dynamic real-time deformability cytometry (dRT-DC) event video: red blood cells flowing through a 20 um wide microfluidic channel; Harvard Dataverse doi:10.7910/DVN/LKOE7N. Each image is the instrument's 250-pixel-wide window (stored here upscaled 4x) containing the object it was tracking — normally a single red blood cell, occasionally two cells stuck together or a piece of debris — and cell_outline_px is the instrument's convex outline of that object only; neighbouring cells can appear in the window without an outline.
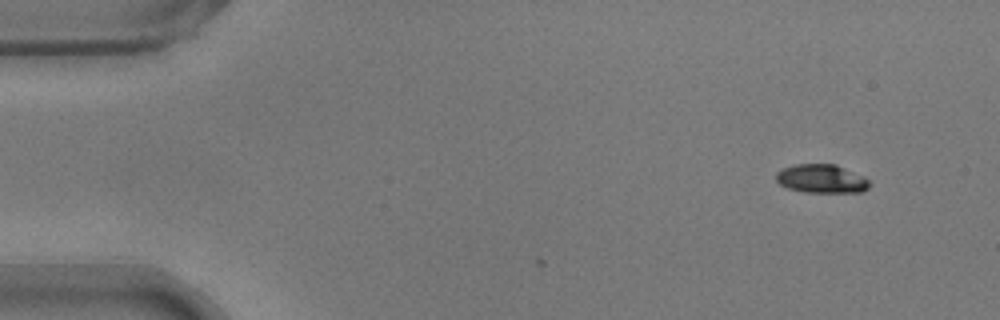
{"species": "common noctule bat (a hibernating species)", "species_latin": "Nyctalus noctula", "temperature_condition": "warm", "stored_images_in_passage": 2, "camera_frame_rate_fps": 3000, "um_per_image_px": 0.085, "animal": {"sex": "male", "body_mass_g": 17.9}, "frame": {"image": 1, "passage_image": 2, "time_ms": 0.333, "image_size_px": [1000, 320], "cell_outline_px": [[872, 184], [868, 188], [860, 192], [804, 192], [788, 188], [780, 184], [776, 180], [776, 172], [784, 168], [796, 164], [836, 164], [864, 176]], "centroid_in_image_um": [69.85, 15.19], "position_along_channel_um": 15.2, "area_um2": 15.61}}